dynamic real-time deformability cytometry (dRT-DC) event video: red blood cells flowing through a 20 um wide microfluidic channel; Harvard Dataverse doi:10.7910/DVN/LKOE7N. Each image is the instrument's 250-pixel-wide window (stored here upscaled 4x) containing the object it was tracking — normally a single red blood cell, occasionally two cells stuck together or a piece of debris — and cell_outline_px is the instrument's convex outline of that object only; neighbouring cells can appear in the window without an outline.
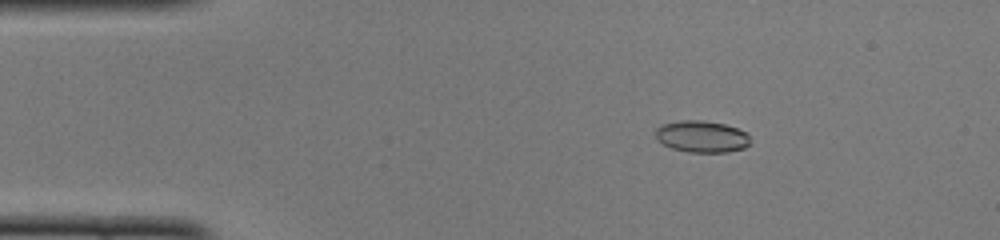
{"species": "common noctule bat (a hibernating species)", "species_latin": "Nyctalus noctula", "temperature_condition": "cold", "stored_images_in_passage": 44, "camera_frame_rate_fps": 3000, "um_per_image_px": 0.085, "animal": {"sex": "female", "body_mass_g": 22.0, "forearm_length_mm": 56.7}, "frame": {"image": 1, "passage_image": 2, "time_ms": 0.333, "image_size_px": [1000, 240], "cell_outline_px": [[748, 144], [744, 148], [728, 152], [688, 152], [672, 148], [664, 144], [656, 136], [656, 128], [660, 124], [680, 120], [704, 120], [724, 124], [736, 128], [744, 132], [748, 136]], "centroid_in_image_um": [59.62, 11.59], "position_along_channel_um": 25.4, "area_um2": 17.34}}
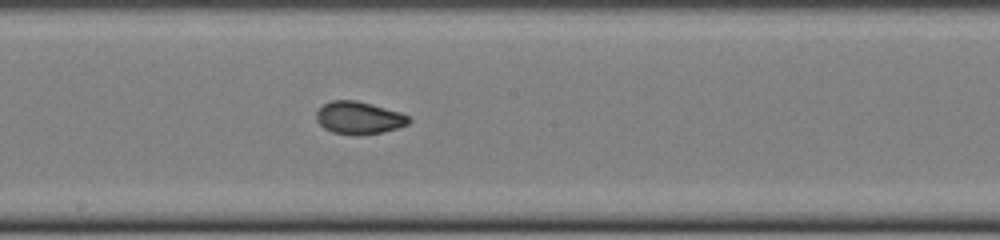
{"frame": {"image": 2, "passage_image": 21, "time_ms": 6.667, "image_size_px": [1000, 240], "cell_outline_px": [[412, 120], [408, 124], [384, 132], [332, 132], [324, 128], [316, 120], [316, 112], [324, 104], [332, 100], [356, 100], [372, 104], [400, 112], [408, 116]], "centroid_in_image_um": [30.51, 9.96], "position_along_channel_um": 217.7, "area_um2": 16.88}}
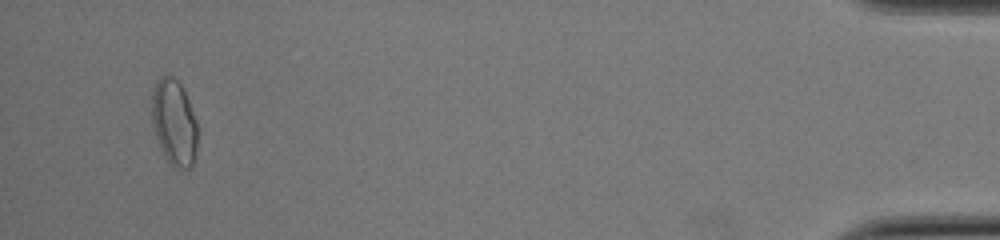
{"frame": {"image": 3, "passage_image": 42, "time_ms": 13.667, "image_size_px": [1000, 240], "cell_outline_px": [[196, 148], [192, 168], [176, 168], [168, 160], [156, 136], [152, 124], [152, 92], [156, 80], [160, 76], [172, 76], [180, 84], [188, 100], [196, 120]], "centroid_in_image_um": [14.79, 10.38], "position_along_channel_um": 420.4, "area_um2": 22.43}, "authors_computed_cell_mechanics": {"area_um2": 17.34, "velocity_mm_per_s": 3.9988, "shape_relaxation_time_tau1_ms": null, "shape_relaxation_time_tau2_ms": 1.7395, "deformation_change_tau1": null, "deformation_change_tau2": 0.0542}}